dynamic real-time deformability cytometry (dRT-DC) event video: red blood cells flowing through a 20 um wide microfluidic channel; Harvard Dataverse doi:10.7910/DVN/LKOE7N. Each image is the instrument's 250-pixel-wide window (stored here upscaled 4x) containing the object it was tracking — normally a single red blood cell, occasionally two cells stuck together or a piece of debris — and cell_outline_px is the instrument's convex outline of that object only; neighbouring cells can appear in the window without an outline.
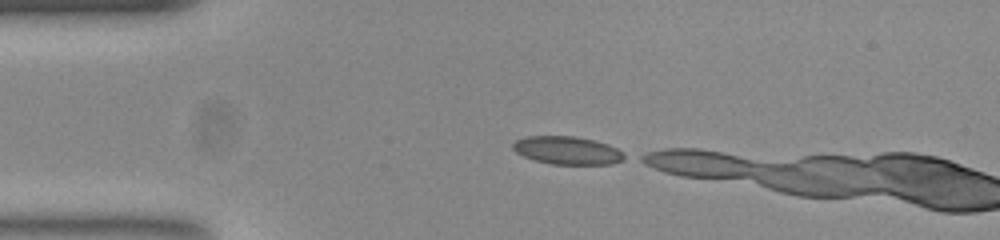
{"species": "common noctule bat (a hibernating species)", "species_latin": "Nyctalus noctula", "temperature_condition": "room temperature", "stored_images_in_passage": 3, "camera_frame_rate_fps": 3000, "um_per_image_px": 0.085, "animal": {"sex": "female", "body_mass_g": 23.0, "forearm_length_mm": 53.4}, "frame": {"image": 1, "passage_image": 1, "time_ms": 0.0, "image_size_px": [1000, 240], "cell_outline_px": [[628, 156], [624, 160], [612, 164], [552, 164], [536, 160], [524, 156], [516, 152], [512, 148], [512, 144], [516, 140], [524, 136], [576, 136], [596, 140], [608, 144], [616, 148]], "centroid_in_image_um": [48.25, 12.77], "position_along_channel_um": 36.7, "area_um2": 18.32}}